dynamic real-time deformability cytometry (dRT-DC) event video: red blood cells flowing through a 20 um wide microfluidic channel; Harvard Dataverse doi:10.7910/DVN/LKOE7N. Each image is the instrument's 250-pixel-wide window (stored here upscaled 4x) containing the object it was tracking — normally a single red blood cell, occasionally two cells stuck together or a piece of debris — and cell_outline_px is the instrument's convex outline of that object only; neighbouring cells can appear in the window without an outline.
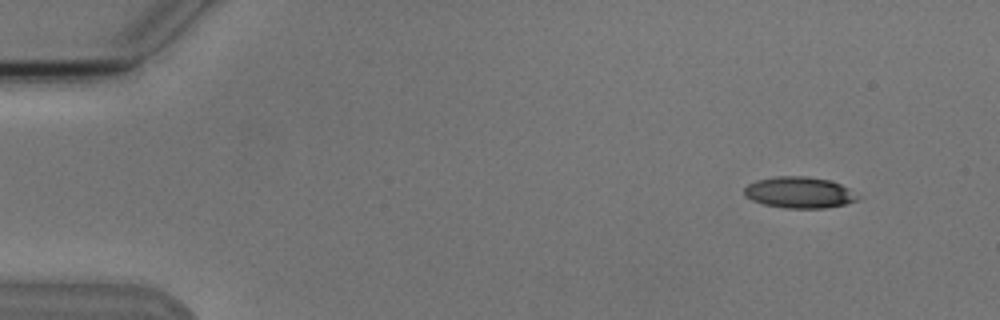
{"species": "Egyptian fruit bat (a non-hibernating species)", "species_latin": "Rousettus aegyptiacus", "temperature_condition": "cold", "stored_images_in_passage": 5, "camera_frame_rate_fps": 3000, "um_per_image_px": 0.085, "animal": {"sex": "male"}, "frame": {"image": 1, "passage_image": 2, "time_ms": 1.333, "image_size_px": [1000, 320], "cell_outline_px": [[856, 200], [844, 204], [824, 208], [784, 208], [764, 204], [752, 200], [744, 196], [744, 188], [748, 184], [756, 180], [776, 176], [808, 176], [828, 180], [840, 184], [848, 188], [856, 196]], "centroid_in_image_um": [67.87, 16.35], "position_along_channel_um": 17.1, "area_um2": 20.46}}
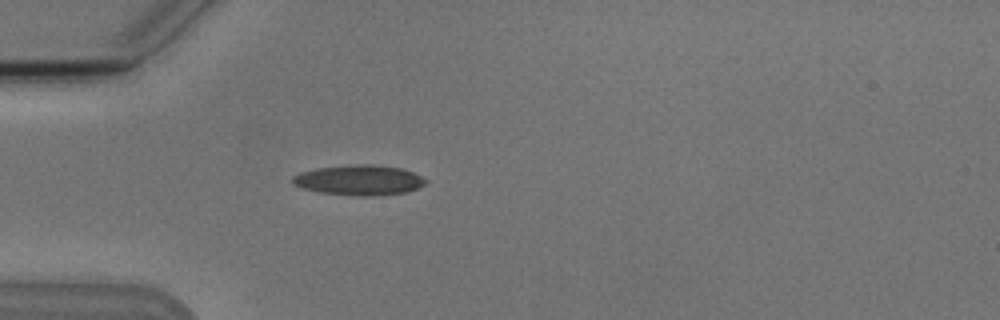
{"frame": {"image": 2, "passage_image": 5, "time_ms": 5.0, "image_size_px": [1000, 320], "cell_outline_px": [[428, 184], [408, 192], [372, 196], [360, 196], [320, 192], [304, 188], [292, 184], [292, 176], [300, 172], [316, 168], [360, 164], [364, 164], [400, 168], [412, 172], [428, 180]], "centroid_in_image_um": [30.54, 15.32], "position_along_channel_um": 54.5, "area_um2": 23.29}}